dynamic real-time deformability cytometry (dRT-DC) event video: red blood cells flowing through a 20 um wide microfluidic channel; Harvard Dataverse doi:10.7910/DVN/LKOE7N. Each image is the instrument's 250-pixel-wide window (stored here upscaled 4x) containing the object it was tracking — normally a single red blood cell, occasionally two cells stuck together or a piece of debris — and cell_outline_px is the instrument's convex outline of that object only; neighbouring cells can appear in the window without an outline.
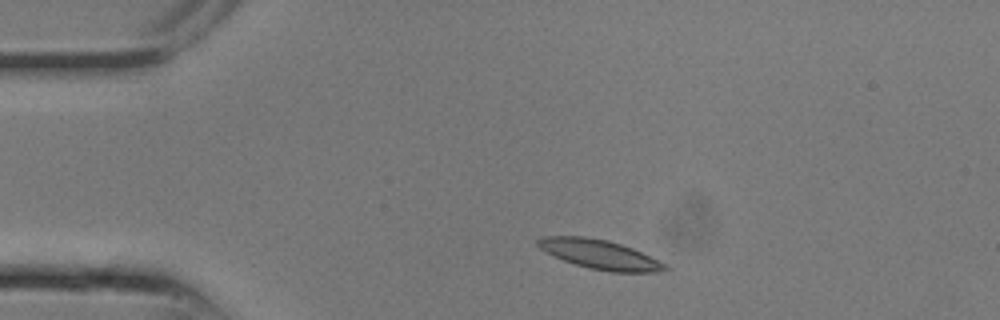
{"species": "common noctule bat (a hibernating species)", "species_latin": "Nyctalus noctula", "temperature_condition": "room temperature", "stored_images_in_passage": 11, "camera_frame_rate_fps": 3000, "um_per_image_px": 0.085, "animal": {"sex": "male", "body_mass_g": 13.3}, "frame": {"image": 1, "passage_image": 3, "time_ms": 0.667, "image_size_px": [1000, 320], "cell_outline_px": [[672, 268], [668, 272], [608, 272], [588, 268], [564, 260], [540, 248], [536, 244], [536, 240], [544, 236], [584, 236], [608, 240], [632, 248], [668, 264]], "centroid_in_image_um": [51.07, 21.64], "position_along_channel_um": 33.9, "area_um2": 21.85}}
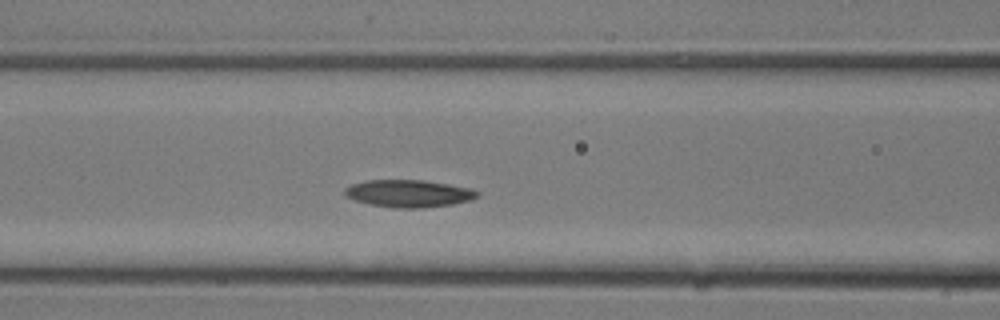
{"frame": {"image": 2, "passage_image": 8, "time_ms": 2.333, "image_size_px": [1000, 320], "cell_outline_px": [[480, 196], [472, 200], [452, 204], [420, 208], [396, 208], [368, 204], [344, 196], [344, 188], [352, 184], [364, 180], [424, 180], [472, 188], [480, 192]], "centroid_in_image_um": [34.75, 16.44], "position_along_channel_um": 131.8, "area_um2": 21.33}}
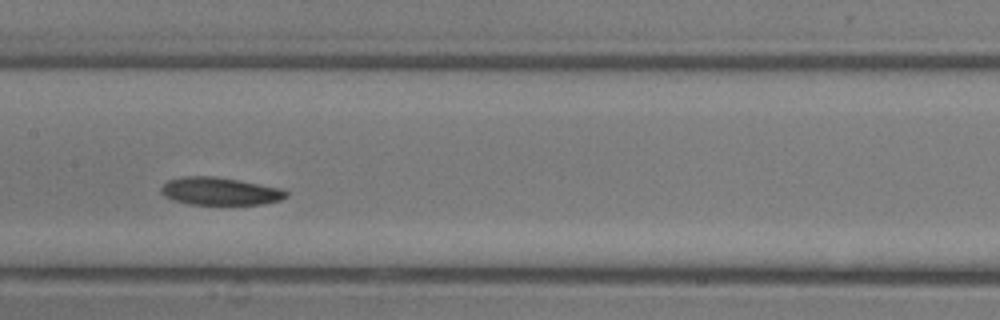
{"frame": {"image": 3, "passage_image": 10, "time_ms": 3.0, "image_size_px": [1000, 320], "cell_outline_px": [[288, 196], [280, 200], [264, 204], [188, 204], [164, 196], [160, 192], [160, 188], [168, 180], [180, 176], [216, 176], [240, 180], [280, 188], [288, 192]], "centroid_in_image_um": [18.69, 16.24], "position_along_channel_um": 188.7, "area_um2": 20.23}}